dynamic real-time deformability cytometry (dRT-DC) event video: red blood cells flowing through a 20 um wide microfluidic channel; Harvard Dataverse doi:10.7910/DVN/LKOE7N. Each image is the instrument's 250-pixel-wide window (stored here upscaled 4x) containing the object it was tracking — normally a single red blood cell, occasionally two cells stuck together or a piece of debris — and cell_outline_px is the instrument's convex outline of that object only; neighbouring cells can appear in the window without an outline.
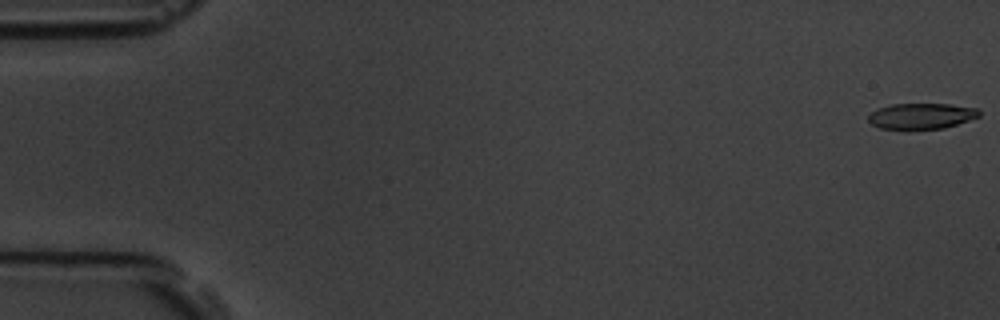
{"species": "common noctule bat (a hibernating species)", "species_latin": "Nyctalus noctula", "temperature_condition": "room temperature", "stored_images_in_passage": 6, "camera_frame_rate_fps": 3000, "um_per_image_px": 0.085, "animal": {"sex": "male", "body_mass_g": 19.5, "forearm_length_mm": 54.6}, "frame": {"image": 1, "passage_image": 1, "time_ms": 0.0, "image_size_px": [1000, 320], "cell_outline_px": [[980, 116], [944, 128], [908, 132], [904, 132], [880, 128], [872, 124], [868, 120], [868, 116], [872, 112], [880, 108], [892, 104], [948, 104], [976, 108], [980, 112]], "centroid_in_image_um": [78.27, 9.91], "position_along_channel_um": 6.7, "area_um2": 17.17}}
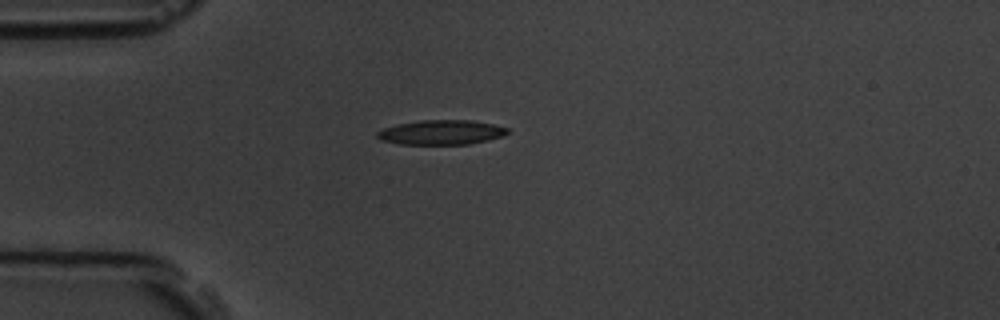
{"frame": {"image": 2, "passage_image": 5, "time_ms": 4.667, "image_size_px": [1000, 320], "cell_outline_px": [[508, 132], [504, 136], [488, 140], [468, 144], [400, 144], [380, 140], [376, 136], [376, 132], [384, 128], [400, 124], [420, 120], [472, 120], [492, 124], [508, 128]], "centroid_in_image_um": [37.51, 11.25], "position_along_channel_um": 47.5, "area_um2": 18.61}}